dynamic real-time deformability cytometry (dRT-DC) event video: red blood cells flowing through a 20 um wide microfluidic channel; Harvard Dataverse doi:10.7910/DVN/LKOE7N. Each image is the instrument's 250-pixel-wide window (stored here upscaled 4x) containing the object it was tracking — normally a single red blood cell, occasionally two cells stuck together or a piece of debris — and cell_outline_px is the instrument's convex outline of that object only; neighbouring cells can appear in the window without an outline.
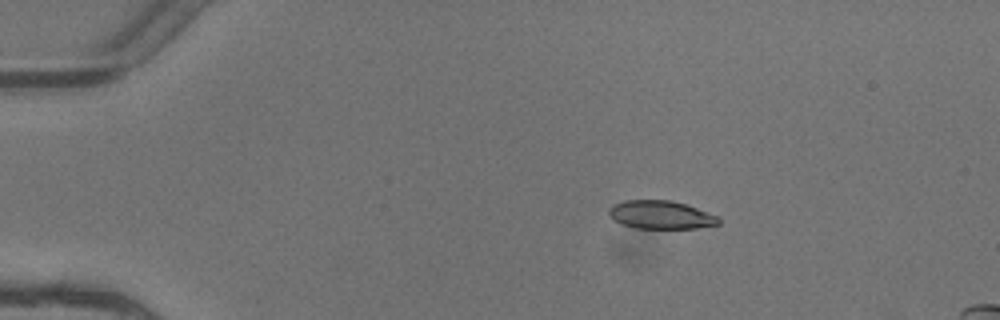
{"species": "common noctule bat (a hibernating species)", "species_latin": "Nyctalus noctula", "temperature_condition": "warm", "stored_images_in_passage": 4, "camera_frame_rate_fps": 3000, "um_per_image_px": 0.085, "animal": {"sex": "female"}, "frame": {"image": 1, "passage_image": 3, "time_ms": 0.667, "image_size_px": [1000, 320], "cell_outline_px": [[720, 224], [696, 228], [636, 228], [620, 224], [608, 212], [608, 208], [612, 204], [624, 200], [672, 200], [720, 216]], "centroid_in_image_um": [56.17, 18.25], "position_along_channel_um": 28.8, "area_um2": 18.09}}